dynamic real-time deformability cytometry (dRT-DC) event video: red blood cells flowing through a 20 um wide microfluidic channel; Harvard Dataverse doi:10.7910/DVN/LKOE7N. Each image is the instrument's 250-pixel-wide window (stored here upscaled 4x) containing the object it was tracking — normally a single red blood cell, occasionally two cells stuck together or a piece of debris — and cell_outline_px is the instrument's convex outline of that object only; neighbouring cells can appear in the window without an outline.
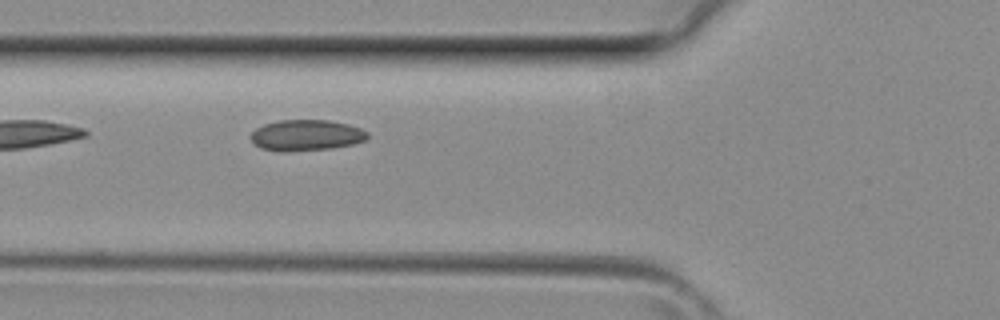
{"species": "common noctule bat (a hibernating species)", "species_latin": "Nyctalus noctula", "temperature_condition": "room temperature", "stored_images_in_passage": 6, "camera_frame_rate_fps": 3000, "um_per_image_px": 0.085, "animal": {"sex": "female", "body_mass_g": 29.2, "forearm_length_mm": 56.3}, "frame": {"image": 1, "passage_image": 3, "time_ms": 0.667, "image_size_px": [1000, 320], "cell_outline_px": [[368, 136], [364, 140], [352, 144], [332, 148], [284, 152], [280, 152], [260, 148], [248, 136], [256, 128], [264, 124], [280, 120], [328, 120], [348, 124], [360, 128], [368, 132]], "centroid_in_image_um": [26.0, 11.5], "position_along_channel_um": 99.8, "area_um2": 21.1}}